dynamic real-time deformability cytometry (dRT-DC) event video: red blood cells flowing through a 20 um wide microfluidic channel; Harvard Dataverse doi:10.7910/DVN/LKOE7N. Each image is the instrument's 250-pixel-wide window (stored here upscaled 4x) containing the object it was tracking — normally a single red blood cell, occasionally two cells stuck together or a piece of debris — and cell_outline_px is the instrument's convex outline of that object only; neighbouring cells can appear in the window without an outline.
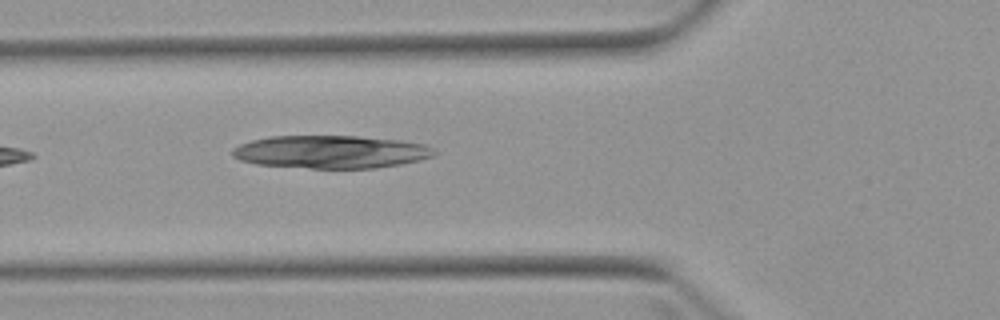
{"species": "Egyptian fruit bat (a non-hibernating species)", "species_latin": "Rousettus aegyptiacus", "temperature_condition": "warm", "stored_images_in_passage": 4, "camera_frame_rate_fps": 3000, "um_per_image_px": 0.085, "animal": {"sex": "female"}, "frame": {"image": 1, "passage_image": 4, "time_ms": 3.667, "image_size_px": [1000, 320], "cell_outline_px": [[436, 152], [432, 156], [420, 160], [400, 164], [376, 168], [312, 168], [256, 164], [240, 160], [232, 156], [232, 148], [240, 144], [252, 140], [268, 136], [356, 136], [400, 140], [424, 144], [432, 148]], "centroid_in_image_um": [28.1, 12.9], "position_along_channel_um": 97.7, "area_um2": 38.61}}